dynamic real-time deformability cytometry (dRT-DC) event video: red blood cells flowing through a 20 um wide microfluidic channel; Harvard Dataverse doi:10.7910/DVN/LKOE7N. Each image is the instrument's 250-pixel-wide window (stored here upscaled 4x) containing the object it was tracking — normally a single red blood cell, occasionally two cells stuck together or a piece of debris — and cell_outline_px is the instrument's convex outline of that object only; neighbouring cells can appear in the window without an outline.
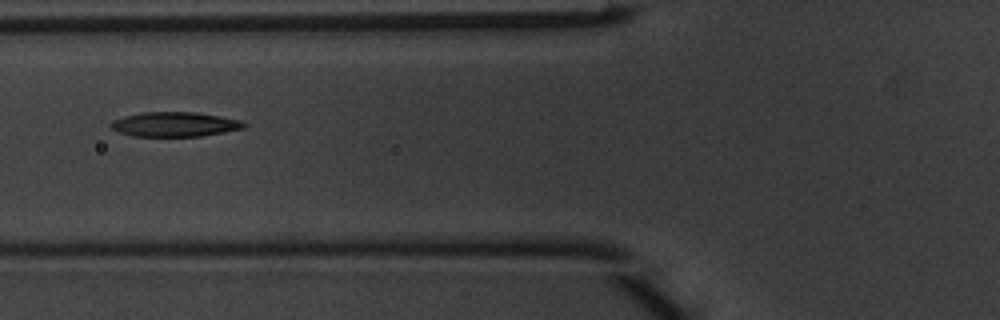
{"species": "common noctule bat (a hibernating species)", "species_latin": "Nyctalus noctula", "temperature_condition": "warm", "stored_images_in_passage": 3, "camera_frame_rate_fps": 3000, "um_per_image_px": 0.085, "animal": {"sex": "male", "body_mass_g": 20.1, "forearm_length_mm": 53.5}, "frame": {"image": 1, "passage_image": 2, "time_ms": 0.333, "image_size_px": [1000, 320], "cell_outline_px": [[248, 124], [244, 128], [224, 132], [200, 136], [132, 136], [120, 132], [112, 128], [108, 124], [112, 120], [124, 116], [144, 112], [196, 112], [220, 116], [240, 120]], "centroid_in_image_um": [14.85, 10.56], "position_along_channel_um": 111.0, "area_um2": 19.07}}
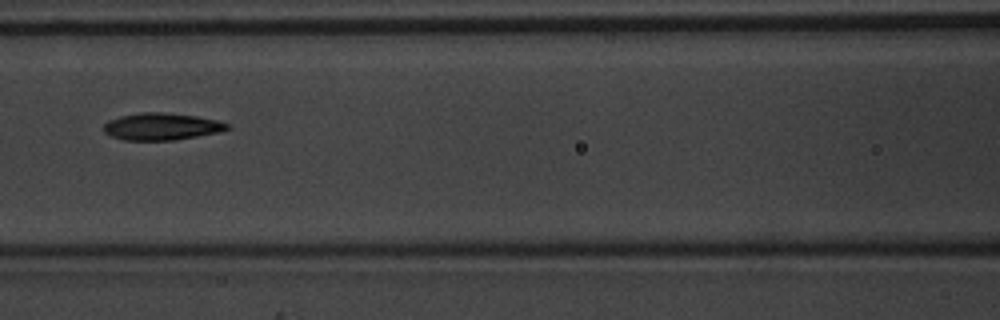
{"frame": {"image": 2, "passage_image": 3, "time_ms": 0.667, "image_size_px": [1000, 320], "cell_outline_px": [[232, 128], [220, 132], [176, 140], [124, 140], [112, 136], [104, 132], [104, 124], [108, 120], [120, 116], [140, 112], [160, 112], [196, 116], [216, 120], [228, 124]], "centroid_in_image_um": [13.74, 10.76], "position_along_channel_um": 152.9, "area_um2": 19.48}}